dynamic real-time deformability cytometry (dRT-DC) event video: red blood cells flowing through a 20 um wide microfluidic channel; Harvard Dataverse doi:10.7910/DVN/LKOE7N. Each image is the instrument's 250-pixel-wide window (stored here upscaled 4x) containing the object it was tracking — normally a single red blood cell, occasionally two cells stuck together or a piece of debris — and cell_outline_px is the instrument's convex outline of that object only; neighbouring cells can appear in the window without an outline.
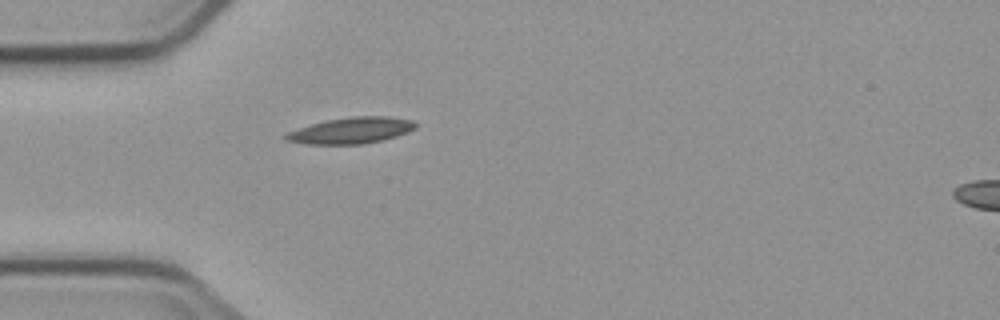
{"species": "common noctule bat (a hibernating species)", "species_latin": "Nyctalus noctula", "temperature_condition": "cold", "stored_images_in_passage": 3, "camera_frame_rate_fps": 3000, "um_per_image_px": 0.085, "animal": {"sex": "male", "body_mass_g": 23.1, "forearm_length_mm": 52.7}, "frame": {"image": 1, "passage_image": 3, "time_ms": 3.333, "image_size_px": [1000, 320], "cell_outline_px": [[416, 128], [408, 132], [384, 140], [360, 144], [308, 144], [284, 140], [284, 136], [288, 132], [324, 120], [352, 116], [388, 116], [412, 120], [416, 124]], "centroid_in_image_um": [29.87, 11.08], "position_along_channel_um": 55.1, "area_um2": 19.77}}